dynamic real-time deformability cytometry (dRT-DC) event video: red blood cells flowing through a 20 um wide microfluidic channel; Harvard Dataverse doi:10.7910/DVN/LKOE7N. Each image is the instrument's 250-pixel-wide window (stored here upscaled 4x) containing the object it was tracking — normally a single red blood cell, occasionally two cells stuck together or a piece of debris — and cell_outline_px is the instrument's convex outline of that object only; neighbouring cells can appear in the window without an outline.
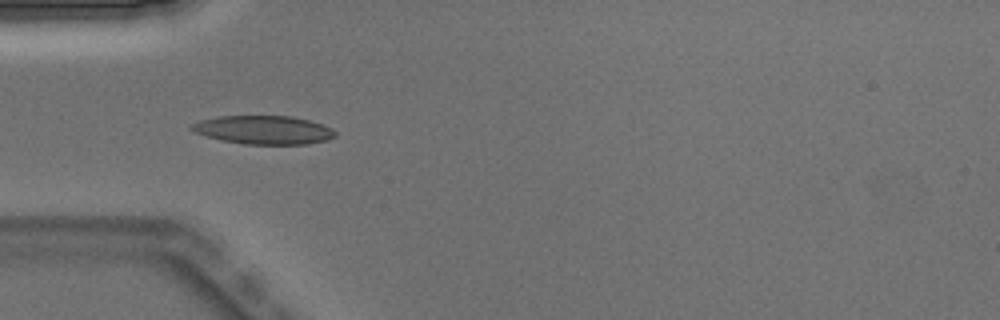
{"species": "Egyptian fruit bat (a non-hibernating species)", "species_latin": "Rousettus aegyptiacus", "temperature_condition": "warm", "stored_images_in_passage": 9, "camera_frame_rate_fps": 3000, "um_per_image_px": 0.085, "animal": {"sex": "male"}, "frame": {"image": 1, "passage_image": 6, "time_ms": 1.667, "image_size_px": [1000, 320], "cell_outline_px": [[336, 136], [328, 140], [308, 144], [244, 144], [220, 140], [196, 132], [188, 128], [192, 124], [200, 120], [220, 116], [292, 116], [324, 124], [332, 128], [336, 132]], "centroid_in_image_um": [22.45, 11.04], "position_along_channel_um": 62.6, "area_um2": 23.93}}
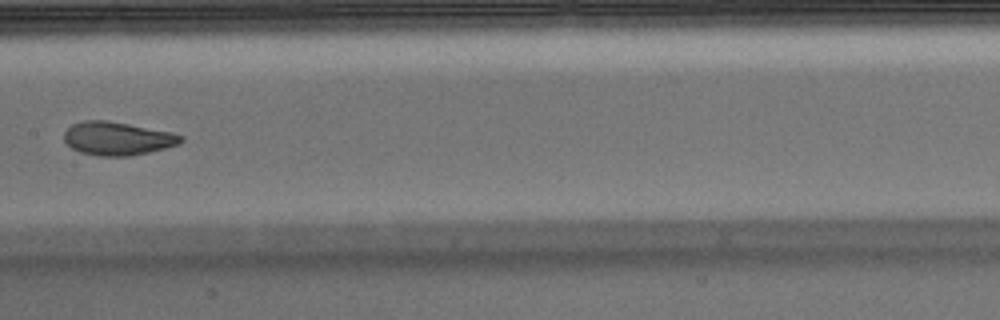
{"frame": {"image": 2, "passage_image": 9, "time_ms": 2.667, "image_size_px": [1000, 320], "cell_outline_px": [[184, 140], [180, 144], [132, 156], [96, 156], [80, 152], [72, 148], [64, 140], [64, 132], [72, 124], [84, 120], [108, 120], [172, 132], [184, 136]], "centroid_in_image_um": [9.99, 11.77], "position_along_channel_um": 197.4, "area_um2": 22.83}}